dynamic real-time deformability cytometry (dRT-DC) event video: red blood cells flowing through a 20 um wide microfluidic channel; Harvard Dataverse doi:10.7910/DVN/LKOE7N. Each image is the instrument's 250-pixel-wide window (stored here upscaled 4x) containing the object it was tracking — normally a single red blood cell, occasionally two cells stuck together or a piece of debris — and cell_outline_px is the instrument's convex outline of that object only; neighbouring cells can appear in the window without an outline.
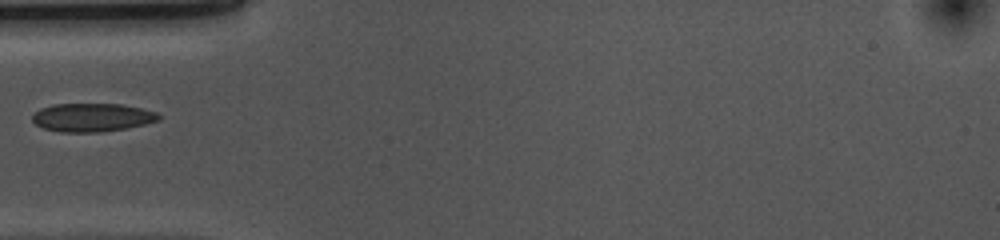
{"species": "common noctule bat (a hibernating species)", "species_latin": "Nyctalus noctula", "temperature_condition": "cold", "stored_images_in_passage": 38, "camera_frame_rate_fps": 3000, "um_per_image_px": 0.085, "animal": {"sex": "female", "body_mass_g": 10.0, "forearm_length_mm": 53.1}, "frame": {"image": 1, "passage_image": 1, "time_ms": 0.0, "image_size_px": [1000, 240], "cell_outline_px": [[160, 120], [144, 124], [124, 128], [100, 132], [60, 132], [44, 128], [36, 124], [32, 120], [32, 116], [40, 108], [52, 104], [120, 104], [140, 108], [156, 112], [160, 116]], "centroid_in_image_um": [7.81, 9.98], "position_along_channel_um": 77.2, "area_um2": 20.75}}
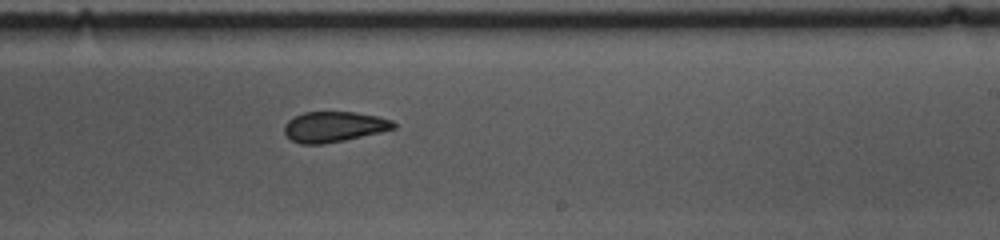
{"frame": {"image": 2, "passage_image": 16, "time_ms": 5.0, "image_size_px": [1000, 240], "cell_outline_px": [[396, 128], [380, 132], [344, 140], [324, 144], [300, 144], [292, 140], [284, 132], [284, 124], [288, 120], [304, 112], [356, 112], [376, 116], [392, 120], [396, 124]], "centroid_in_image_um": [28.38, 10.77], "position_along_channel_um": 260.6, "area_um2": 19.31}}
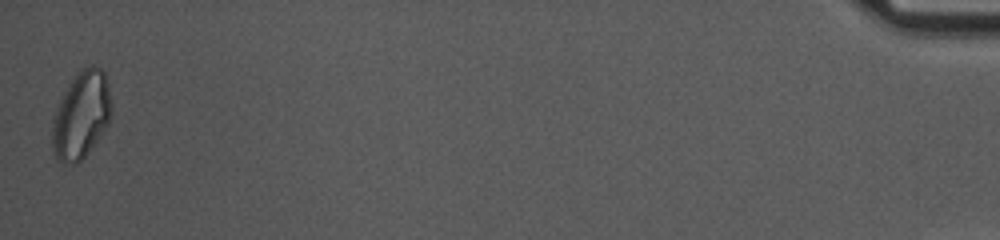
{"frame": {"image": 3, "passage_image": 38, "time_ms": 12.333, "image_size_px": [1000, 240], "cell_outline_px": [[112, 116], [108, 124], [88, 152], [76, 164], [64, 164], [56, 160], [52, 148], [52, 116], [64, 92], [76, 72], [80, 68], [92, 64], [100, 68], [104, 72], [108, 84], [112, 104]], "centroid_in_image_um": [6.9, 9.77], "position_along_channel_um": 428.3, "area_um2": 30.46}}